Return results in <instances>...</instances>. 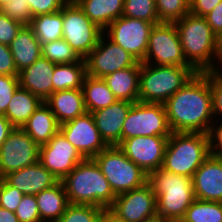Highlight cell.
I'll use <instances>...</instances> for the list:
<instances>
[{
    "mask_svg": "<svg viewBox=\"0 0 222 222\" xmlns=\"http://www.w3.org/2000/svg\"><path fill=\"white\" fill-rule=\"evenodd\" d=\"M197 73L193 67L161 66L141 62L139 101L164 104Z\"/></svg>",
    "mask_w": 222,
    "mask_h": 222,
    "instance_id": "6",
    "label": "cell"
},
{
    "mask_svg": "<svg viewBox=\"0 0 222 222\" xmlns=\"http://www.w3.org/2000/svg\"><path fill=\"white\" fill-rule=\"evenodd\" d=\"M44 102L50 107L60 125L87 112L82 89L53 92Z\"/></svg>",
    "mask_w": 222,
    "mask_h": 222,
    "instance_id": "22",
    "label": "cell"
},
{
    "mask_svg": "<svg viewBox=\"0 0 222 222\" xmlns=\"http://www.w3.org/2000/svg\"><path fill=\"white\" fill-rule=\"evenodd\" d=\"M23 26L0 11V43L9 46Z\"/></svg>",
    "mask_w": 222,
    "mask_h": 222,
    "instance_id": "41",
    "label": "cell"
},
{
    "mask_svg": "<svg viewBox=\"0 0 222 222\" xmlns=\"http://www.w3.org/2000/svg\"><path fill=\"white\" fill-rule=\"evenodd\" d=\"M0 222H19L15 212L0 207Z\"/></svg>",
    "mask_w": 222,
    "mask_h": 222,
    "instance_id": "50",
    "label": "cell"
},
{
    "mask_svg": "<svg viewBox=\"0 0 222 222\" xmlns=\"http://www.w3.org/2000/svg\"><path fill=\"white\" fill-rule=\"evenodd\" d=\"M13 129L14 126L10 121L3 114H0V147Z\"/></svg>",
    "mask_w": 222,
    "mask_h": 222,
    "instance_id": "48",
    "label": "cell"
},
{
    "mask_svg": "<svg viewBox=\"0 0 222 222\" xmlns=\"http://www.w3.org/2000/svg\"><path fill=\"white\" fill-rule=\"evenodd\" d=\"M41 56L54 64H70L82 59L63 38L41 44Z\"/></svg>",
    "mask_w": 222,
    "mask_h": 222,
    "instance_id": "33",
    "label": "cell"
},
{
    "mask_svg": "<svg viewBox=\"0 0 222 222\" xmlns=\"http://www.w3.org/2000/svg\"><path fill=\"white\" fill-rule=\"evenodd\" d=\"M82 92L86 110L90 113L106 108L118 100L103 78L87 74L83 80Z\"/></svg>",
    "mask_w": 222,
    "mask_h": 222,
    "instance_id": "29",
    "label": "cell"
},
{
    "mask_svg": "<svg viewBox=\"0 0 222 222\" xmlns=\"http://www.w3.org/2000/svg\"><path fill=\"white\" fill-rule=\"evenodd\" d=\"M193 189L196 199L222 202V157H209L195 171Z\"/></svg>",
    "mask_w": 222,
    "mask_h": 222,
    "instance_id": "18",
    "label": "cell"
},
{
    "mask_svg": "<svg viewBox=\"0 0 222 222\" xmlns=\"http://www.w3.org/2000/svg\"><path fill=\"white\" fill-rule=\"evenodd\" d=\"M70 0H28L32 17L61 10Z\"/></svg>",
    "mask_w": 222,
    "mask_h": 222,
    "instance_id": "42",
    "label": "cell"
},
{
    "mask_svg": "<svg viewBox=\"0 0 222 222\" xmlns=\"http://www.w3.org/2000/svg\"><path fill=\"white\" fill-rule=\"evenodd\" d=\"M164 104L137 101L123 123L121 142L136 136L170 137Z\"/></svg>",
    "mask_w": 222,
    "mask_h": 222,
    "instance_id": "9",
    "label": "cell"
},
{
    "mask_svg": "<svg viewBox=\"0 0 222 222\" xmlns=\"http://www.w3.org/2000/svg\"><path fill=\"white\" fill-rule=\"evenodd\" d=\"M103 210L97 206L69 204L57 222H92Z\"/></svg>",
    "mask_w": 222,
    "mask_h": 222,
    "instance_id": "36",
    "label": "cell"
},
{
    "mask_svg": "<svg viewBox=\"0 0 222 222\" xmlns=\"http://www.w3.org/2000/svg\"><path fill=\"white\" fill-rule=\"evenodd\" d=\"M169 137L136 136L124 139L118 147L137 166L149 174L161 168Z\"/></svg>",
    "mask_w": 222,
    "mask_h": 222,
    "instance_id": "17",
    "label": "cell"
},
{
    "mask_svg": "<svg viewBox=\"0 0 222 222\" xmlns=\"http://www.w3.org/2000/svg\"><path fill=\"white\" fill-rule=\"evenodd\" d=\"M215 121L216 123H212L208 132L210 155L222 157V119L221 122L217 119ZM217 121L220 123H217Z\"/></svg>",
    "mask_w": 222,
    "mask_h": 222,
    "instance_id": "44",
    "label": "cell"
},
{
    "mask_svg": "<svg viewBox=\"0 0 222 222\" xmlns=\"http://www.w3.org/2000/svg\"><path fill=\"white\" fill-rule=\"evenodd\" d=\"M69 204L91 205L108 209L116 195L93 158L81 161L61 180Z\"/></svg>",
    "mask_w": 222,
    "mask_h": 222,
    "instance_id": "2",
    "label": "cell"
},
{
    "mask_svg": "<svg viewBox=\"0 0 222 222\" xmlns=\"http://www.w3.org/2000/svg\"><path fill=\"white\" fill-rule=\"evenodd\" d=\"M84 60L86 74L96 78H104L106 75L120 69L141 66V62L107 38L105 33L102 34L96 47Z\"/></svg>",
    "mask_w": 222,
    "mask_h": 222,
    "instance_id": "13",
    "label": "cell"
},
{
    "mask_svg": "<svg viewBox=\"0 0 222 222\" xmlns=\"http://www.w3.org/2000/svg\"><path fill=\"white\" fill-rule=\"evenodd\" d=\"M17 71L32 65L41 56V43L29 25H24L9 45Z\"/></svg>",
    "mask_w": 222,
    "mask_h": 222,
    "instance_id": "24",
    "label": "cell"
},
{
    "mask_svg": "<svg viewBox=\"0 0 222 222\" xmlns=\"http://www.w3.org/2000/svg\"><path fill=\"white\" fill-rule=\"evenodd\" d=\"M60 132L85 159L94 158L109 146L101 137L90 112L63 123Z\"/></svg>",
    "mask_w": 222,
    "mask_h": 222,
    "instance_id": "16",
    "label": "cell"
},
{
    "mask_svg": "<svg viewBox=\"0 0 222 222\" xmlns=\"http://www.w3.org/2000/svg\"><path fill=\"white\" fill-rule=\"evenodd\" d=\"M93 159L115 195L147 183L148 174L131 161L117 145L108 146Z\"/></svg>",
    "mask_w": 222,
    "mask_h": 222,
    "instance_id": "7",
    "label": "cell"
},
{
    "mask_svg": "<svg viewBox=\"0 0 222 222\" xmlns=\"http://www.w3.org/2000/svg\"><path fill=\"white\" fill-rule=\"evenodd\" d=\"M210 88L212 94L213 117L214 118L217 117L219 119L218 116L222 117V83L217 81L211 74H210Z\"/></svg>",
    "mask_w": 222,
    "mask_h": 222,
    "instance_id": "45",
    "label": "cell"
},
{
    "mask_svg": "<svg viewBox=\"0 0 222 222\" xmlns=\"http://www.w3.org/2000/svg\"><path fill=\"white\" fill-rule=\"evenodd\" d=\"M84 14L103 31L122 16L124 0H74Z\"/></svg>",
    "mask_w": 222,
    "mask_h": 222,
    "instance_id": "27",
    "label": "cell"
},
{
    "mask_svg": "<svg viewBox=\"0 0 222 222\" xmlns=\"http://www.w3.org/2000/svg\"><path fill=\"white\" fill-rule=\"evenodd\" d=\"M85 75L86 63L83 58L79 62L70 64H55L52 77L53 92L82 89Z\"/></svg>",
    "mask_w": 222,
    "mask_h": 222,
    "instance_id": "30",
    "label": "cell"
},
{
    "mask_svg": "<svg viewBox=\"0 0 222 222\" xmlns=\"http://www.w3.org/2000/svg\"><path fill=\"white\" fill-rule=\"evenodd\" d=\"M216 59L219 63H214L208 72L219 82L222 83V50L217 54ZM217 64V65H216ZM219 64V67H217ZM219 68V69H218Z\"/></svg>",
    "mask_w": 222,
    "mask_h": 222,
    "instance_id": "49",
    "label": "cell"
},
{
    "mask_svg": "<svg viewBox=\"0 0 222 222\" xmlns=\"http://www.w3.org/2000/svg\"><path fill=\"white\" fill-rule=\"evenodd\" d=\"M132 105V102L117 100L106 108L92 112L96 127L109 146L121 143L123 123Z\"/></svg>",
    "mask_w": 222,
    "mask_h": 222,
    "instance_id": "19",
    "label": "cell"
},
{
    "mask_svg": "<svg viewBox=\"0 0 222 222\" xmlns=\"http://www.w3.org/2000/svg\"><path fill=\"white\" fill-rule=\"evenodd\" d=\"M209 155L208 134L173 132L167 142L162 168L192 178Z\"/></svg>",
    "mask_w": 222,
    "mask_h": 222,
    "instance_id": "5",
    "label": "cell"
},
{
    "mask_svg": "<svg viewBox=\"0 0 222 222\" xmlns=\"http://www.w3.org/2000/svg\"><path fill=\"white\" fill-rule=\"evenodd\" d=\"M183 219L187 222H222V202L195 199Z\"/></svg>",
    "mask_w": 222,
    "mask_h": 222,
    "instance_id": "32",
    "label": "cell"
},
{
    "mask_svg": "<svg viewBox=\"0 0 222 222\" xmlns=\"http://www.w3.org/2000/svg\"><path fill=\"white\" fill-rule=\"evenodd\" d=\"M109 212L124 222H154L157 217L156 195L147 182L143 186L116 195Z\"/></svg>",
    "mask_w": 222,
    "mask_h": 222,
    "instance_id": "11",
    "label": "cell"
},
{
    "mask_svg": "<svg viewBox=\"0 0 222 222\" xmlns=\"http://www.w3.org/2000/svg\"><path fill=\"white\" fill-rule=\"evenodd\" d=\"M24 194L9 185L4 179L0 183V207L15 212Z\"/></svg>",
    "mask_w": 222,
    "mask_h": 222,
    "instance_id": "39",
    "label": "cell"
},
{
    "mask_svg": "<svg viewBox=\"0 0 222 222\" xmlns=\"http://www.w3.org/2000/svg\"><path fill=\"white\" fill-rule=\"evenodd\" d=\"M18 87V76L0 75V114L6 113L7 106Z\"/></svg>",
    "mask_w": 222,
    "mask_h": 222,
    "instance_id": "40",
    "label": "cell"
},
{
    "mask_svg": "<svg viewBox=\"0 0 222 222\" xmlns=\"http://www.w3.org/2000/svg\"><path fill=\"white\" fill-rule=\"evenodd\" d=\"M205 18L212 31L219 38L222 35V1Z\"/></svg>",
    "mask_w": 222,
    "mask_h": 222,
    "instance_id": "47",
    "label": "cell"
},
{
    "mask_svg": "<svg viewBox=\"0 0 222 222\" xmlns=\"http://www.w3.org/2000/svg\"><path fill=\"white\" fill-rule=\"evenodd\" d=\"M104 31L93 23L74 0L63 7V39L85 58L98 44Z\"/></svg>",
    "mask_w": 222,
    "mask_h": 222,
    "instance_id": "8",
    "label": "cell"
},
{
    "mask_svg": "<svg viewBox=\"0 0 222 222\" xmlns=\"http://www.w3.org/2000/svg\"><path fill=\"white\" fill-rule=\"evenodd\" d=\"M41 44L63 37V8L57 12L34 16L29 25Z\"/></svg>",
    "mask_w": 222,
    "mask_h": 222,
    "instance_id": "31",
    "label": "cell"
},
{
    "mask_svg": "<svg viewBox=\"0 0 222 222\" xmlns=\"http://www.w3.org/2000/svg\"><path fill=\"white\" fill-rule=\"evenodd\" d=\"M41 222H57L69 201L62 181L35 195Z\"/></svg>",
    "mask_w": 222,
    "mask_h": 222,
    "instance_id": "26",
    "label": "cell"
},
{
    "mask_svg": "<svg viewBox=\"0 0 222 222\" xmlns=\"http://www.w3.org/2000/svg\"><path fill=\"white\" fill-rule=\"evenodd\" d=\"M219 47L222 50V35L219 37Z\"/></svg>",
    "mask_w": 222,
    "mask_h": 222,
    "instance_id": "54",
    "label": "cell"
},
{
    "mask_svg": "<svg viewBox=\"0 0 222 222\" xmlns=\"http://www.w3.org/2000/svg\"><path fill=\"white\" fill-rule=\"evenodd\" d=\"M122 16L141 19L151 23H160L155 0H124Z\"/></svg>",
    "mask_w": 222,
    "mask_h": 222,
    "instance_id": "35",
    "label": "cell"
},
{
    "mask_svg": "<svg viewBox=\"0 0 222 222\" xmlns=\"http://www.w3.org/2000/svg\"><path fill=\"white\" fill-rule=\"evenodd\" d=\"M141 66L120 69L103 79L118 100L132 103L139 101V74Z\"/></svg>",
    "mask_w": 222,
    "mask_h": 222,
    "instance_id": "25",
    "label": "cell"
},
{
    "mask_svg": "<svg viewBox=\"0 0 222 222\" xmlns=\"http://www.w3.org/2000/svg\"><path fill=\"white\" fill-rule=\"evenodd\" d=\"M171 132L208 134L214 121L210 73L197 72L165 103Z\"/></svg>",
    "mask_w": 222,
    "mask_h": 222,
    "instance_id": "1",
    "label": "cell"
},
{
    "mask_svg": "<svg viewBox=\"0 0 222 222\" xmlns=\"http://www.w3.org/2000/svg\"><path fill=\"white\" fill-rule=\"evenodd\" d=\"M15 215L19 222H41L35 195H24L15 211Z\"/></svg>",
    "mask_w": 222,
    "mask_h": 222,
    "instance_id": "38",
    "label": "cell"
},
{
    "mask_svg": "<svg viewBox=\"0 0 222 222\" xmlns=\"http://www.w3.org/2000/svg\"><path fill=\"white\" fill-rule=\"evenodd\" d=\"M39 161V146L22 129L14 127L0 147V175L30 166Z\"/></svg>",
    "mask_w": 222,
    "mask_h": 222,
    "instance_id": "14",
    "label": "cell"
},
{
    "mask_svg": "<svg viewBox=\"0 0 222 222\" xmlns=\"http://www.w3.org/2000/svg\"><path fill=\"white\" fill-rule=\"evenodd\" d=\"M9 46L0 43V75L18 76Z\"/></svg>",
    "mask_w": 222,
    "mask_h": 222,
    "instance_id": "43",
    "label": "cell"
},
{
    "mask_svg": "<svg viewBox=\"0 0 222 222\" xmlns=\"http://www.w3.org/2000/svg\"><path fill=\"white\" fill-rule=\"evenodd\" d=\"M11 0H0V8L10 2Z\"/></svg>",
    "mask_w": 222,
    "mask_h": 222,
    "instance_id": "53",
    "label": "cell"
},
{
    "mask_svg": "<svg viewBox=\"0 0 222 222\" xmlns=\"http://www.w3.org/2000/svg\"><path fill=\"white\" fill-rule=\"evenodd\" d=\"M160 23H175L190 12L188 0H155Z\"/></svg>",
    "mask_w": 222,
    "mask_h": 222,
    "instance_id": "34",
    "label": "cell"
},
{
    "mask_svg": "<svg viewBox=\"0 0 222 222\" xmlns=\"http://www.w3.org/2000/svg\"><path fill=\"white\" fill-rule=\"evenodd\" d=\"M105 222H124L117 219L113 214L109 212L108 209H105Z\"/></svg>",
    "mask_w": 222,
    "mask_h": 222,
    "instance_id": "51",
    "label": "cell"
},
{
    "mask_svg": "<svg viewBox=\"0 0 222 222\" xmlns=\"http://www.w3.org/2000/svg\"><path fill=\"white\" fill-rule=\"evenodd\" d=\"M222 0H193L190 13L199 17L207 16Z\"/></svg>",
    "mask_w": 222,
    "mask_h": 222,
    "instance_id": "46",
    "label": "cell"
},
{
    "mask_svg": "<svg viewBox=\"0 0 222 222\" xmlns=\"http://www.w3.org/2000/svg\"><path fill=\"white\" fill-rule=\"evenodd\" d=\"M84 159L60 131L47 144L39 147V162L59 181Z\"/></svg>",
    "mask_w": 222,
    "mask_h": 222,
    "instance_id": "15",
    "label": "cell"
},
{
    "mask_svg": "<svg viewBox=\"0 0 222 222\" xmlns=\"http://www.w3.org/2000/svg\"><path fill=\"white\" fill-rule=\"evenodd\" d=\"M42 102L38 96L19 86L15 90L4 116L14 127L22 128Z\"/></svg>",
    "mask_w": 222,
    "mask_h": 222,
    "instance_id": "28",
    "label": "cell"
},
{
    "mask_svg": "<svg viewBox=\"0 0 222 222\" xmlns=\"http://www.w3.org/2000/svg\"><path fill=\"white\" fill-rule=\"evenodd\" d=\"M3 179L24 195H36L59 182V179L50 173L39 161L7 174Z\"/></svg>",
    "mask_w": 222,
    "mask_h": 222,
    "instance_id": "20",
    "label": "cell"
},
{
    "mask_svg": "<svg viewBox=\"0 0 222 222\" xmlns=\"http://www.w3.org/2000/svg\"><path fill=\"white\" fill-rule=\"evenodd\" d=\"M156 24L159 23L121 16L114 20L104 33H107L105 35L112 42L129 52L136 60L143 62L147 53L150 32Z\"/></svg>",
    "mask_w": 222,
    "mask_h": 222,
    "instance_id": "12",
    "label": "cell"
},
{
    "mask_svg": "<svg viewBox=\"0 0 222 222\" xmlns=\"http://www.w3.org/2000/svg\"><path fill=\"white\" fill-rule=\"evenodd\" d=\"M0 11L23 25H30L33 18L28 0H11Z\"/></svg>",
    "mask_w": 222,
    "mask_h": 222,
    "instance_id": "37",
    "label": "cell"
},
{
    "mask_svg": "<svg viewBox=\"0 0 222 222\" xmlns=\"http://www.w3.org/2000/svg\"><path fill=\"white\" fill-rule=\"evenodd\" d=\"M55 64L40 56L32 65L18 73L19 86L38 96L43 102L53 93Z\"/></svg>",
    "mask_w": 222,
    "mask_h": 222,
    "instance_id": "21",
    "label": "cell"
},
{
    "mask_svg": "<svg viewBox=\"0 0 222 222\" xmlns=\"http://www.w3.org/2000/svg\"><path fill=\"white\" fill-rule=\"evenodd\" d=\"M173 222H187V221H185L183 218H180V219H177V220H175Z\"/></svg>",
    "mask_w": 222,
    "mask_h": 222,
    "instance_id": "55",
    "label": "cell"
},
{
    "mask_svg": "<svg viewBox=\"0 0 222 222\" xmlns=\"http://www.w3.org/2000/svg\"><path fill=\"white\" fill-rule=\"evenodd\" d=\"M92 222H105V210H103Z\"/></svg>",
    "mask_w": 222,
    "mask_h": 222,
    "instance_id": "52",
    "label": "cell"
},
{
    "mask_svg": "<svg viewBox=\"0 0 222 222\" xmlns=\"http://www.w3.org/2000/svg\"><path fill=\"white\" fill-rule=\"evenodd\" d=\"M22 129L40 147L47 144L60 131V124L50 107L42 102L22 126Z\"/></svg>",
    "mask_w": 222,
    "mask_h": 222,
    "instance_id": "23",
    "label": "cell"
},
{
    "mask_svg": "<svg viewBox=\"0 0 222 222\" xmlns=\"http://www.w3.org/2000/svg\"><path fill=\"white\" fill-rule=\"evenodd\" d=\"M142 63L192 67L184 57L177 27L174 23L154 25L150 32L147 53Z\"/></svg>",
    "mask_w": 222,
    "mask_h": 222,
    "instance_id": "10",
    "label": "cell"
},
{
    "mask_svg": "<svg viewBox=\"0 0 222 222\" xmlns=\"http://www.w3.org/2000/svg\"><path fill=\"white\" fill-rule=\"evenodd\" d=\"M147 182L156 195L157 217L164 222L183 218L196 199L192 178L157 168L148 174Z\"/></svg>",
    "mask_w": 222,
    "mask_h": 222,
    "instance_id": "3",
    "label": "cell"
},
{
    "mask_svg": "<svg viewBox=\"0 0 222 222\" xmlns=\"http://www.w3.org/2000/svg\"><path fill=\"white\" fill-rule=\"evenodd\" d=\"M186 61L197 71L207 72L220 51L219 38L205 17L190 12L174 23Z\"/></svg>",
    "mask_w": 222,
    "mask_h": 222,
    "instance_id": "4",
    "label": "cell"
}]
</instances>
